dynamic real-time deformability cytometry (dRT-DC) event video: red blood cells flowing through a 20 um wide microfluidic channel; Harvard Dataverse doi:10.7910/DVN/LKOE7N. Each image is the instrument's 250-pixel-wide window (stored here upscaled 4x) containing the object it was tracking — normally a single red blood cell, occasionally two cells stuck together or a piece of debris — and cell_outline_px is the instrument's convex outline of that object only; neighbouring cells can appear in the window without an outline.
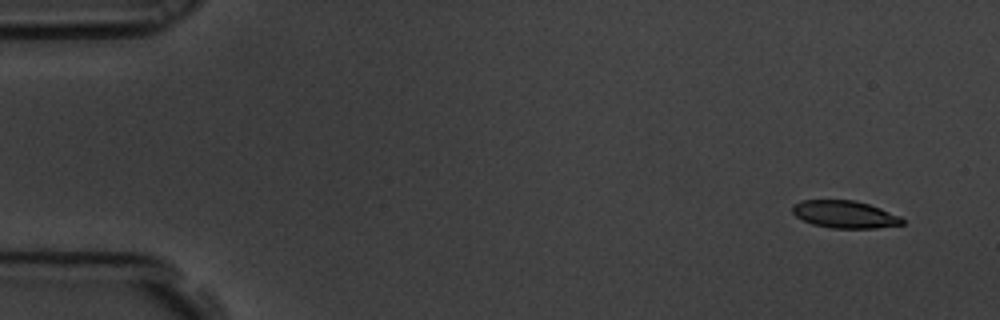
{"species": "common noctule bat (a hibernating species)", "species_latin": "Nyctalus noctula", "temperature_condition": "room temperature", "stored_images_in_passage": 5, "camera_frame_rate_fps": 3000, "um_per_image_px": 0.085, "animal": {"sex": "male", "body_mass_g": 19.5, "forearm_length_mm": 54.6}, "frame": {"image": 1, "passage_image": 1, "time_ms": 0.0, "image_size_px": [1000, 320], "cell_outline_px": [[904, 224], [876, 228], [832, 228], [812, 224], [796, 216], [792, 212], [792, 204], [800, 200], [856, 200], [880, 208], [900, 216], [904, 220]], "centroid_in_image_um": [71.79, 18.21], "position_along_channel_um": 13.2, "area_um2": 17.57}}
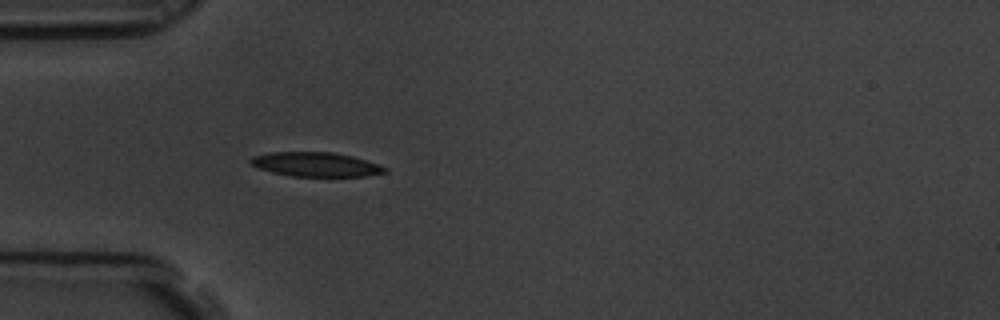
{"frame": {"image": 2, "passage_image": 5, "time_ms": 1.333, "image_size_px": [1000, 320], "cell_outline_px": [[388, 172], [364, 176], [292, 176], [272, 172], [248, 164], [248, 160], [252, 156], [272, 152], [332, 152], [352, 156], [380, 164], [388, 168]], "centroid_in_image_um": [26.85, 13.97], "position_along_channel_um": 58.2, "area_um2": 19.07}}